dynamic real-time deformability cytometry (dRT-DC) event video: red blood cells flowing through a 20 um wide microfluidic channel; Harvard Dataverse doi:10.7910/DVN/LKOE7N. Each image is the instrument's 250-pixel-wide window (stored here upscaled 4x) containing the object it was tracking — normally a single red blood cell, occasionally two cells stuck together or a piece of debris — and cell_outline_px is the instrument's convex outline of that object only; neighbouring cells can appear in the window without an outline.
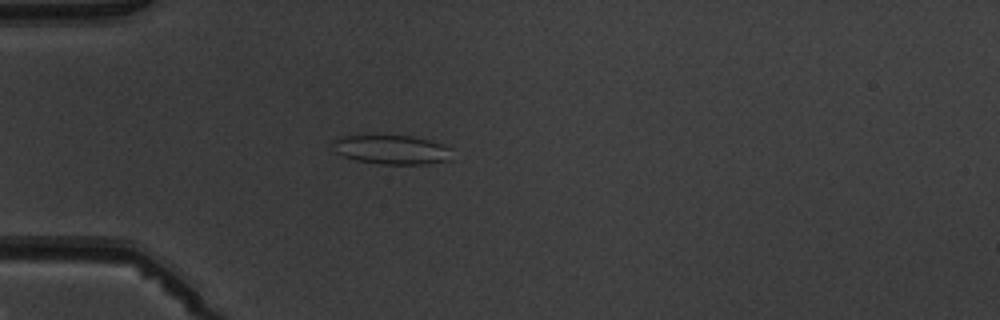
{"species": "common noctule bat (a hibernating species)", "species_latin": "Nyctalus noctula", "temperature_condition": "warm", "stored_images_in_passage": 4, "camera_frame_rate_fps": 3000, "um_per_image_px": 0.085, "animal": {"sex": "male", "body_mass_g": 19.5, "forearm_length_mm": 54.6}, "frame": {"image": 1, "passage_image": 4, "time_ms": 4.333, "image_size_px": [1000, 320], "cell_outline_px": [[452, 160], [424, 164], [384, 164], [356, 160], [344, 156], [336, 152], [332, 144], [332, 140], [340, 136], [412, 136], [444, 144], [452, 148]], "centroid_in_image_um": [33.34, 12.72], "position_along_channel_um": 51.7, "area_um2": 20.29}}